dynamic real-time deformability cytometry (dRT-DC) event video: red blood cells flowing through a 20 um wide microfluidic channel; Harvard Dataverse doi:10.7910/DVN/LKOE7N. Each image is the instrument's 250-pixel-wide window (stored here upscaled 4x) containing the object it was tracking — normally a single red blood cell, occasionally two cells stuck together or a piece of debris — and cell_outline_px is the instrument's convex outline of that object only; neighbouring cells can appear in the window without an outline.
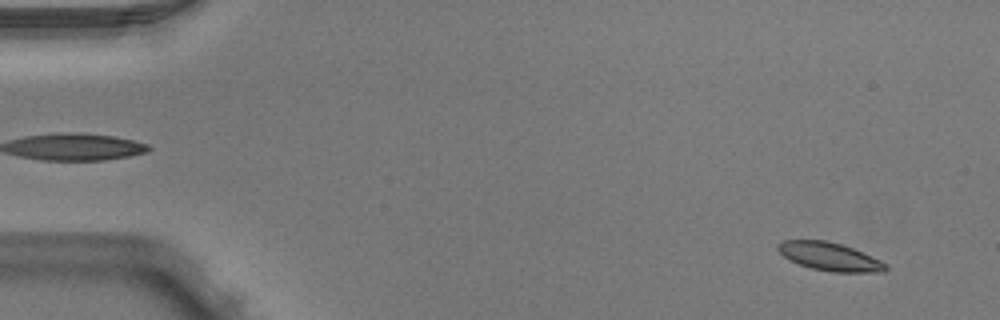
{"species": "Egyptian fruit bat (a non-hibernating species)", "species_latin": "Rousettus aegyptiacus", "temperature_condition": "warm", "stored_images_in_passage": 50, "camera_frame_rate_fps": 3000, "um_per_image_px": 0.085, "animal": {"sex": "male"}, "frame": {"image": 1, "passage_image": 3, "time_ms": 0.667, "image_size_px": [1000, 320], "cell_outline_px": [[888, 268], [884, 272], [832, 272], [812, 268], [800, 264], [784, 256], [776, 248], [776, 244], [784, 240], [824, 240], [840, 244], [852, 248], [872, 256], [888, 264]], "centroid_in_image_um": [70.54, 21.81], "position_along_channel_um": 14.5, "area_um2": 17.57}}
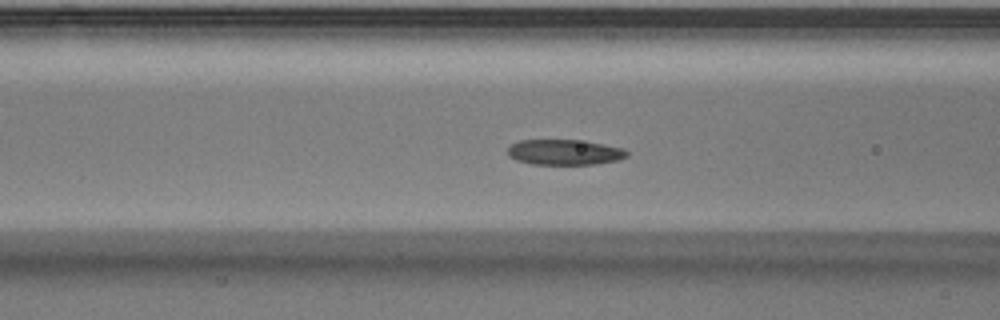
{"frame": {"image": 2, "passage_image": 20, "time_ms": 6.333, "image_size_px": [1000, 320], "cell_outline_px": [[628, 156], [620, 160], [596, 164], [532, 164], [516, 160], [508, 156], [508, 148], [512, 144], [520, 140], [576, 140], [604, 144], [624, 148], [628, 152]], "centroid_in_image_um": [48.01, 12.94], "position_along_channel_um": 118.6, "area_um2": 17.69}}
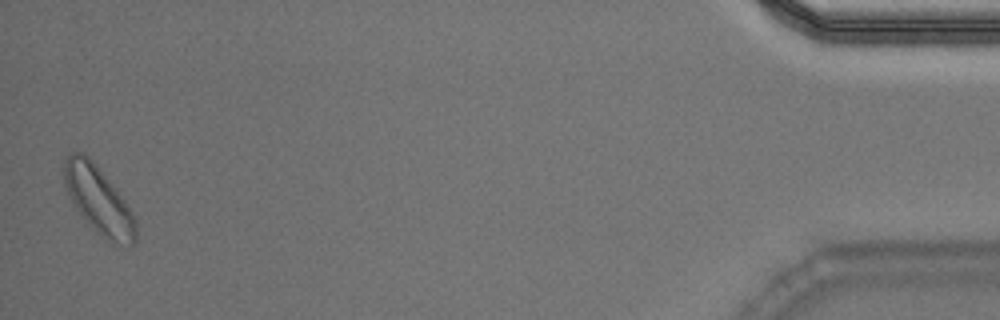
{"frame": {"image": 3, "passage_image": 50, "time_ms": 16.333, "image_size_px": [1000, 320], "cell_outline_px": [[136, 240], [132, 244], [116, 240], [96, 232], [88, 224], [76, 208], [64, 188], [64, 160], [68, 152], [84, 152], [92, 160], [112, 184], [136, 220]], "centroid_in_image_um": [8.3, 16.91], "position_along_channel_um": 426.9, "area_um2": 27.17}, "authors_computed_cell_mechanics": {"area_um2": 17.9469, "velocity_mm_per_s": 3.9488, "shape_relaxation_time_tau1_ms": 9.5204, "shape_relaxation_time_tau2_ms": null, "deformation_change_tau1": 0.1674, "deformation_change_tau2": null}}